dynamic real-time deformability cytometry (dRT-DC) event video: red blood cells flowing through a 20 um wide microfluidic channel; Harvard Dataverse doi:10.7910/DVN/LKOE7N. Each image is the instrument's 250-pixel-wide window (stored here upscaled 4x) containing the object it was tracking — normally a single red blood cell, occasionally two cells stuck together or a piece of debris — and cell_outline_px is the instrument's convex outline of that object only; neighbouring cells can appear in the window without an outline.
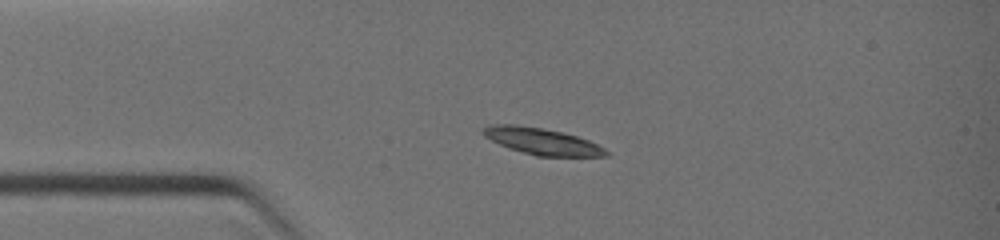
{"species": "common noctule bat (a hibernating species)", "species_latin": "Nyctalus noctula", "temperature_condition": "warm", "stored_images_in_passage": 4, "camera_frame_rate_fps": 3000, "um_per_image_px": 0.085, "animal": {"sex": "female", "body_mass_g": 19.0, "forearm_length_mm": 51.5}, "frame": {"image": 1, "passage_image": 2, "time_ms": 1.333, "image_size_px": [1000, 240], "cell_outline_px": [[608, 156], [536, 156], [508, 148], [484, 136], [480, 132], [480, 128], [492, 124], [516, 124], [540, 128], [560, 132], [576, 136], [588, 140], [604, 148], [608, 152]], "centroid_in_image_um": [46.0, 12.01], "position_along_channel_um": 39.0, "area_um2": 18.9}}
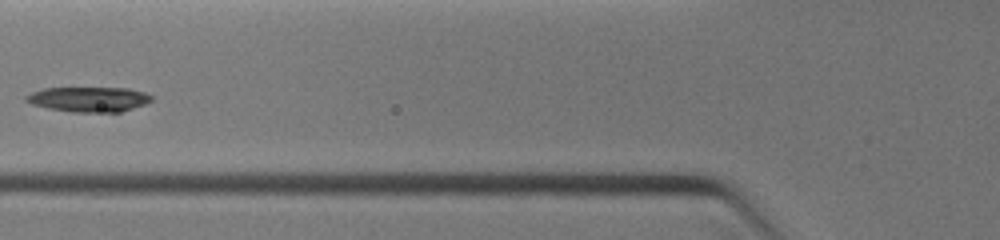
{"frame": {"image": 2, "passage_image": 4, "time_ms": 3.333, "image_size_px": [1000, 240], "cell_outline_px": [[152, 100], [144, 104], [120, 112], [72, 112], [48, 108], [32, 104], [24, 100], [24, 96], [32, 92], [44, 88], [128, 88], [144, 92], [152, 96]], "centroid_in_image_um": [7.52, 8.44], "position_along_channel_um": 118.3, "area_um2": 18.21}}